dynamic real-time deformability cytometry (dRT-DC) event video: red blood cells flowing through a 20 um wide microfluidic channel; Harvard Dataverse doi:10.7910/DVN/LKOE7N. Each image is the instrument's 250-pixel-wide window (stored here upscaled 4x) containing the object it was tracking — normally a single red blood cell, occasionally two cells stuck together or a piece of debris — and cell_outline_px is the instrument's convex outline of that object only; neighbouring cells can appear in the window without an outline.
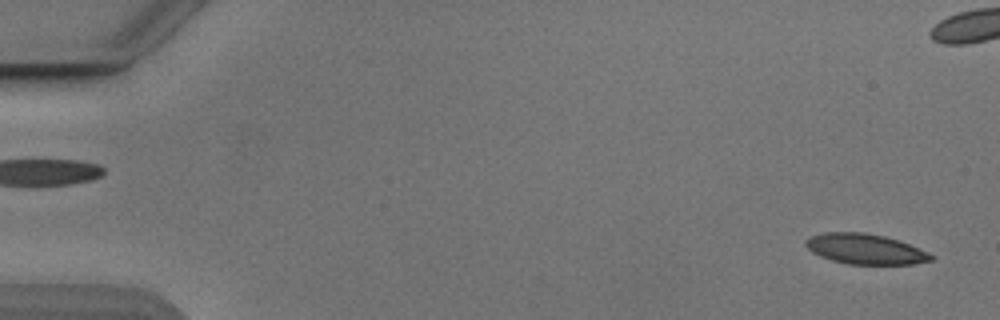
{"species": "Egyptian fruit bat (a non-hibernating species)", "species_latin": "Rousettus aegyptiacus", "temperature_condition": "cold", "stored_images_in_passage": 54, "camera_frame_rate_fps": 3000, "um_per_image_px": 0.085, "animal": {"sex": "male"}, "frame": {"image": 1, "passage_image": 3, "time_ms": 0.667, "image_size_px": [1000, 320], "cell_outline_px": [[936, 256], [932, 260], [912, 264], [848, 264], [832, 260], [820, 256], [812, 252], [804, 244], [804, 240], [812, 236], [824, 232], [864, 232], [884, 236], [908, 244], [928, 252]], "centroid_in_image_um": [73.53, 21.16], "position_along_channel_um": 11.5, "area_um2": 22.02}}
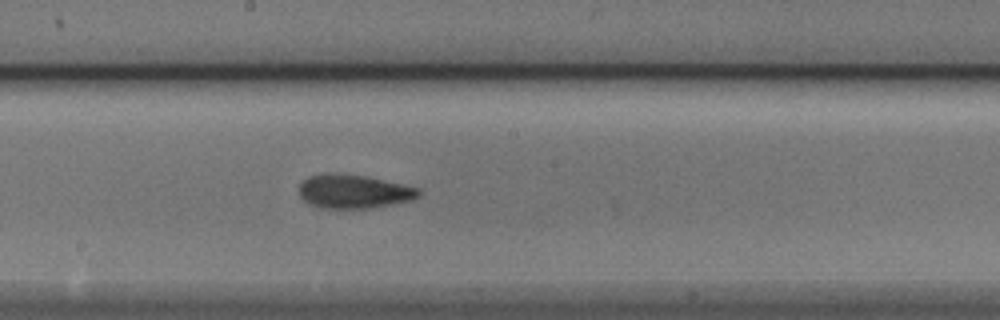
{"frame": {"image": 2, "passage_image": 30, "time_ms": 9.667, "image_size_px": [1000, 320], "cell_outline_px": [[420, 196], [412, 200], [372, 208], [320, 208], [308, 204], [300, 196], [300, 184], [308, 176], [328, 172], [332, 172], [364, 176], [420, 188]], "centroid_in_image_um": [30.05, 16.27], "position_along_channel_um": 218.1, "area_um2": 23.58}}
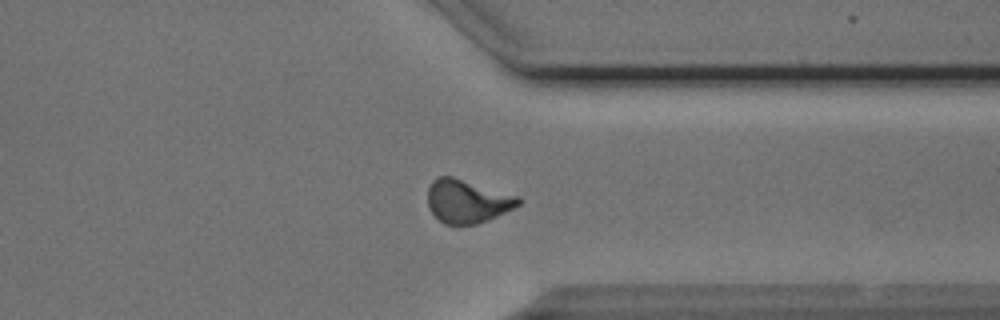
{"frame": {"image": 3, "passage_image": 42, "time_ms": 13.667, "image_size_px": [1000, 320], "cell_outline_px": [[524, 200], [520, 204], [488, 220], [476, 224], [456, 228], [444, 224], [428, 208], [428, 188], [432, 180], [440, 176], [452, 176], [520, 196]], "centroid_in_image_um": [39.71, 17.13], "position_along_channel_um": 371.7, "area_um2": 23.35}, "authors_computed_cell_mechanics": {"area_um2": 23.0333, "velocity_mm_per_s": 3.8634, "shape_relaxation_time_tau1_ms": 4.4067, "shape_relaxation_time_tau2_ms": 2.1559, "deformation_change_tau1": 0.1389, "deformation_change_tau2": 0.0912}}